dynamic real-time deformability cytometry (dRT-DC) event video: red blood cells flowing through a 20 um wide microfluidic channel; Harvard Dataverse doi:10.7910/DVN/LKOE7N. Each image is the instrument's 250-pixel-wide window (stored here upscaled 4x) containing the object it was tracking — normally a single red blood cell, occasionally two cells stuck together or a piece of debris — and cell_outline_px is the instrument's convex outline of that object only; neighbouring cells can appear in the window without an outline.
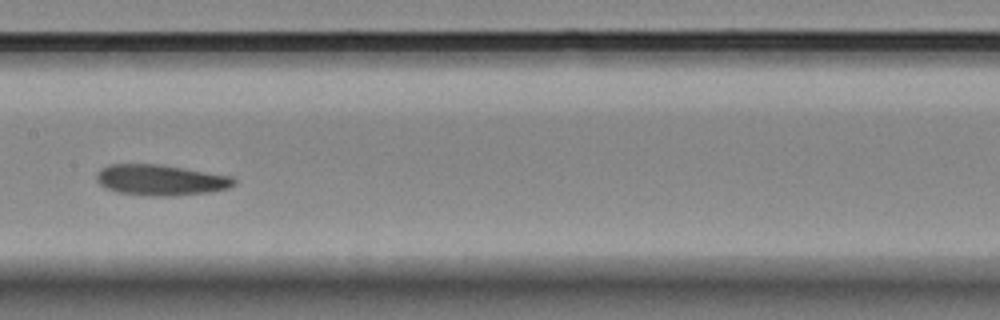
{"species": "Egyptian fruit bat (a non-hibernating species)", "species_latin": "Rousettus aegyptiacus", "temperature_condition": "room temperature", "stored_images_in_passage": 20, "camera_frame_rate_fps": 3000, "um_per_image_px": 0.085, "animal": {"sex": "female"}, "frame": {"image": 1, "passage_image": 11, "time_ms": 3.333, "image_size_px": [1000, 320], "cell_outline_px": [[236, 184], [228, 188], [212, 192], [176, 196], [148, 196], [116, 192], [104, 188], [96, 180], [96, 172], [100, 168], [108, 164], [156, 164], [232, 176], [236, 180]], "centroid_in_image_um": [13.62, 15.31], "position_along_channel_um": 193.8, "area_um2": 24.91}}